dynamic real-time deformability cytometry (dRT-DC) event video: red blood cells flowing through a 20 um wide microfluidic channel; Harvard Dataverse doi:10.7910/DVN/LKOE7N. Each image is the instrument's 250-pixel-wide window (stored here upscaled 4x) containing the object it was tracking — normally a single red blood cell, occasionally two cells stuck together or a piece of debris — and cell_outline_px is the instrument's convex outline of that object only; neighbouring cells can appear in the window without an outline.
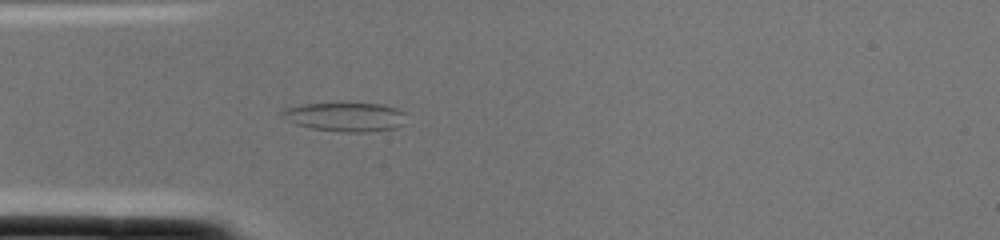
{"species": "common noctule bat (a hibernating species)", "species_latin": "Nyctalus noctula", "temperature_condition": "cold", "stored_images_in_passage": 2, "camera_frame_rate_fps": 3000, "um_per_image_px": 0.085, "animal": {"sex": "female", "body_mass_g": 22.0, "forearm_length_mm": 56.7}, "frame": {"image": 1, "passage_image": 2, "time_ms": 0.333, "image_size_px": [1000, 240], "cell_outline_px": [[404, 124], [396, 128], [372, 132], [340, 132], [312, 128], [296, 124], [284, 120], [280, 116], [280, 112], [284, 108], [300, 104], [384, 104], [396, 108], [404, 112]], "centroid_in_image_um": [29.32, 9.95], "position_along_channel_um": 55.7, "area_um2": 21.1}}